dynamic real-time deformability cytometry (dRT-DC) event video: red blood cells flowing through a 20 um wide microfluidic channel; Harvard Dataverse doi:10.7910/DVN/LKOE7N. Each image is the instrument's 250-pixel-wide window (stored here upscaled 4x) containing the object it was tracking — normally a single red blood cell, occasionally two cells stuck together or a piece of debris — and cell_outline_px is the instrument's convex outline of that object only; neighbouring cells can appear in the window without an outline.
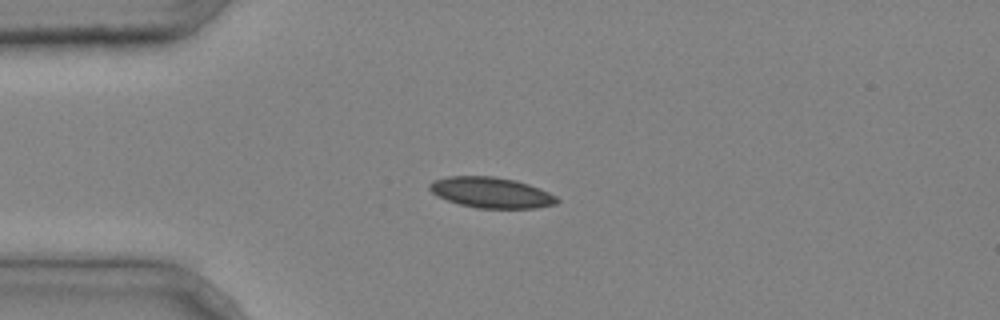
{"species": "common noctule bat (a hibernating species)", "species_latin": "Nyctalus noctula", "temperature_condition": "cold", "stored_images_in_passage": 1, "camera_frame_rate_fps": 3000, "um_per_image_px": 0.085, "animal": {"sex": "male", "body_mass_g": 20.4}, "frame": {"image": 1, "passage_image": 1, "time_ms": 0.0, "image_size_px": [1000, 320], "cell_outline_px": [[560, 200], [556, 204], [536, 208], [476, 208], [460, 204], [436, 196], [428, 188], [428, 184], [432, 180], [448, 176], [492, 176], [516, 180], [540, 188], [556, 196]], "centroid_in_image_um": [41.74, 16.36], "position_along_channel_um": 43.3, "area_um2": 22.89}}